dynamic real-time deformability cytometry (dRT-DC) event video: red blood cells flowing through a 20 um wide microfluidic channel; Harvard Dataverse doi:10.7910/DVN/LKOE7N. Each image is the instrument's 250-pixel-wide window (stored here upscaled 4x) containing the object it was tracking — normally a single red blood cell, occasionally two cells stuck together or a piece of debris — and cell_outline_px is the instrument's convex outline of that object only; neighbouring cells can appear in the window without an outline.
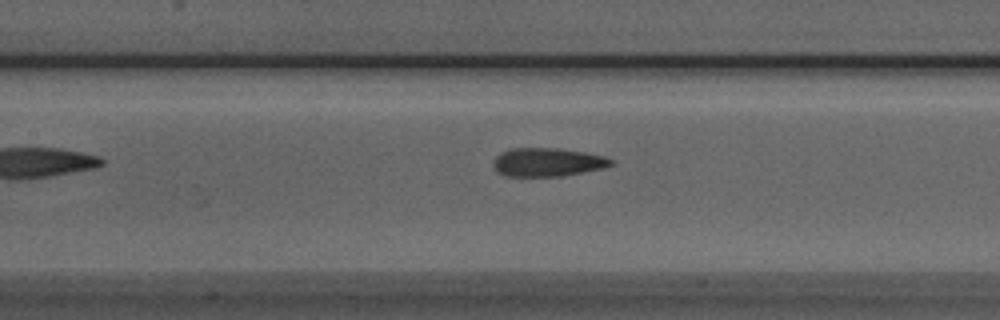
{"species": "Egyptian fruit bat (a non-hibernating species)", "species_latin": "Rousettus aegyptiacus", "temperature_condition": "room temperature", "stored_images_in_passage": 6, "camera_frame_rate_fps": 3000, "um_per_image_px": 0.085, "animal": {"sex": "male"}, "frame": {"image": 1, "passage_image": 6, "time_ms": 6.0, "image_size_px": [1000, 320], "cell_outline_px": [[616, 164], [604, 168], [560, 176], [504, 176], [496, 172], [492, 164], [496, 156], [500, 152], [512, 148], [556, 148], [584, 152], [604, 156], [612, 160]], "centroid_in_image_um": [46.51, 13.78], "position_along_channel_um": 160.9, "area_um2": 19.65}}